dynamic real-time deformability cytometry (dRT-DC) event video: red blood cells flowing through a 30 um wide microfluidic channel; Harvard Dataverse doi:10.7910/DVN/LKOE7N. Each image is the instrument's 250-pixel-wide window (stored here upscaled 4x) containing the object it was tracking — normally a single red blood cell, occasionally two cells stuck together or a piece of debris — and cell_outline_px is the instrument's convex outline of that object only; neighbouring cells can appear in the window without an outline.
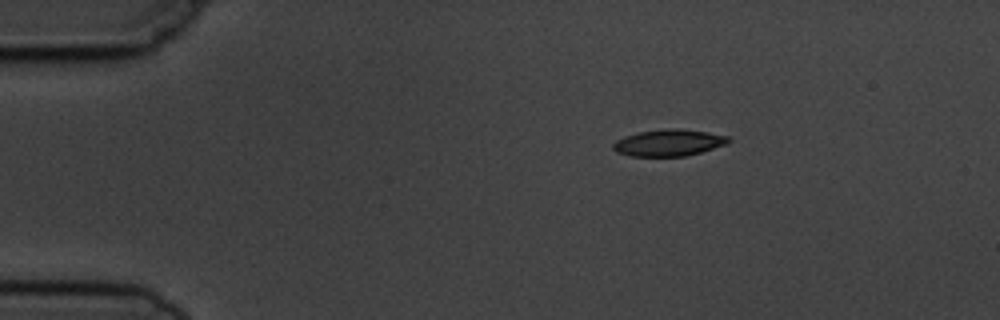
{"species": "common noctule bat (a hibernating species)", "species_latin": "Nyctalus noctula", "temperature_condition": "cold", "stored_images_in_passage": 3, "camera_frame_rate_fps": 3000, "um_per_image_px": 0.085, "animal": {"sex": "male", "body_mass_g": 19.5, "forearm_length_mm": 54.6}, "frame": {"image": 1, "passage_image": 1, "time_ms": 0.0, "image_size_px": [1000, 320], "cell_outline_px": [[732, 140], [728, 144], [700, 152], [684, 156], [628, 156], [616, 152], [612, 148], [612, 144], [616, 140], [624, 136], [636, 132], [668, 128], [680, 128], [708, 132], [728, 136]], "centroid_in_image_um": [56.83, 12.12], "position_along_channel_um": 28.2, "area_um2": 18.15}}